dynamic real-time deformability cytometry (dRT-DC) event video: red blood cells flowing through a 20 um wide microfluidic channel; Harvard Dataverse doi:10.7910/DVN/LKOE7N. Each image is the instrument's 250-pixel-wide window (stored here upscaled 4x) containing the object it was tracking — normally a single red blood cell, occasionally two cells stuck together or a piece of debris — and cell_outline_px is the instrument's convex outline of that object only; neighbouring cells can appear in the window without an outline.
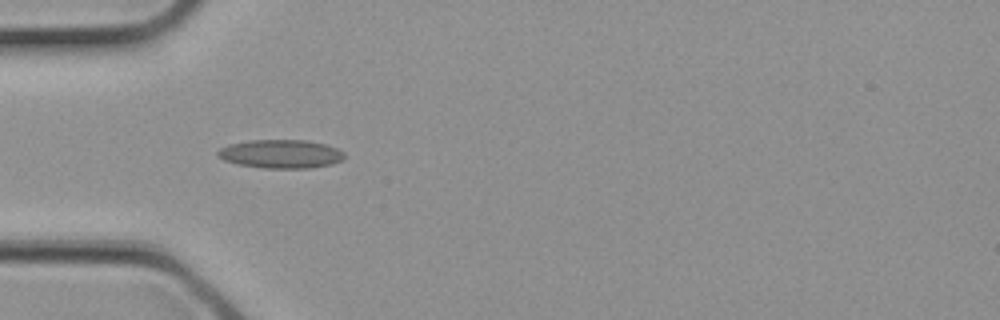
{"species": "common noctule bat (a hibernating species)", "species_latin": "Nyctalus noctula", "temperature_condition": "cold", "stored_images_in_passage": 2, "camera_frame_rate_fps": 3000, "um_per_image_px": 0.085, "animal": {"sex": "female", "body_mass_g": 21.9}, "frame": {"image": 1, "passage_image": 2, "time_ms": 0.333, "image_size_px": [1000, 320], "cell_outline_px": [[344, 156], [340, 160], [332, 164], [312, 168], [264, 168], [236, 164], [224, 160], [216, 156], [216, 152], [220, 148], [228, 144], [248, 140], [308, 140], [324, 144], [336, 148], [344, 152]], "centroid_in_image_um": [23.82, 13.08], "position_along_channel_um": 61.2, "area_um2": 21.21}}